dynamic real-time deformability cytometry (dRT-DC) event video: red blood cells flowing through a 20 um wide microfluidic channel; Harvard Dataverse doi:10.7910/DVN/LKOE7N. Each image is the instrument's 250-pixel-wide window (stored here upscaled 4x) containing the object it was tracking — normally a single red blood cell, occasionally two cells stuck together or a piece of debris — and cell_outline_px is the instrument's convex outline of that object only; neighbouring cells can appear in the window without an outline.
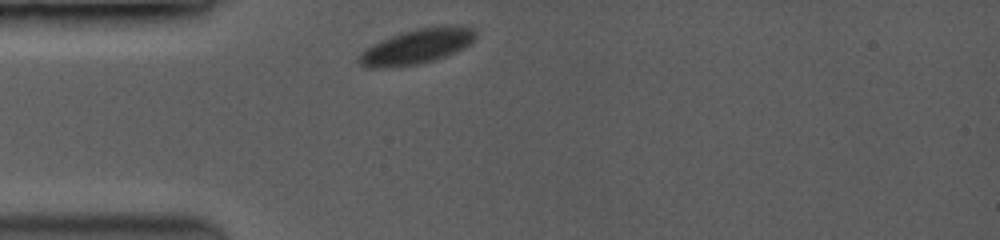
{"species": "common noctule bat (a hibernating species)", "species_latin": "Nyctalus noctula", "temperature_condition": "room temperature", "stored_images_in_passage": 49, "camera_frame_rate_fps": 3500, "um_per_image_px": 0.085, "animal": {"sex": "female", "body_mass_g": 19.0, "forearm_length_mm": 53.3}, "frame": {"image": 1, "passage_image": 1, "time_ms": 0.0, "image_size_px": [1000, 240], "cell_outline_px": [[476, 36], [464, 48], [444, 56], [432, 60], [416, 64], [372, 68], [364, 68], [360, 64], [360, 52], [372, 44], [380, 40], [400, 32], [416, 28], [440, 24], [460, 24], [476, 28]], "centroid_in_image_um": [35.47, 3.88], "position_along_channel_um": 49.5, "area_um2": 23.93}}
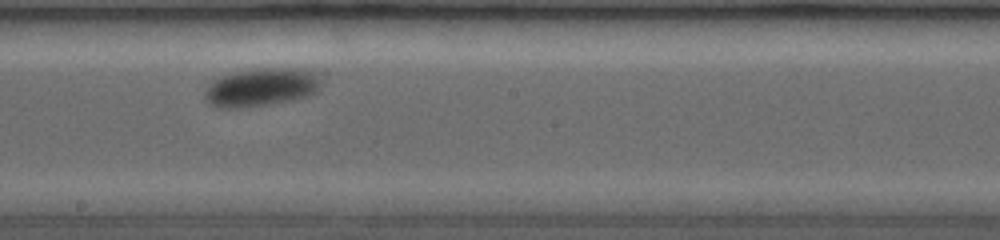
{"frame": {"image": 2, "passage_image": 29, "time_ms": 5.143, "image_size_px": [1000, 240], "cell_outline_px": [[320, 84], [312, 92], [300, 96], [260, 104], [216, 104], [208, 100], [204, 92], [212, 80], [220, 76], [236, 72], [260, 68], [304, 68], [312, 72], [320, 80]], "centroid_in_image_um": [22.22, 7.3], "position_along_channel_um": 226.0, "area_um2": 23.64}}
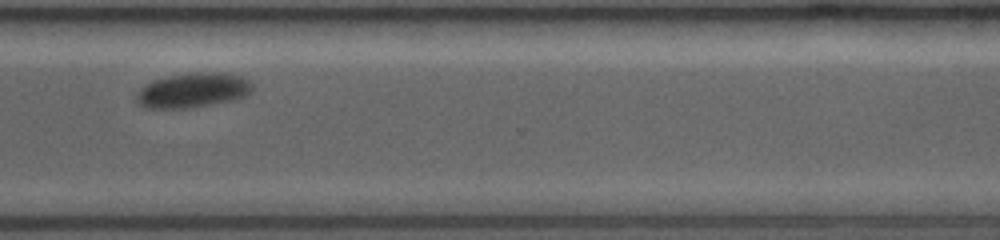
{"frame": {"image": 3, "passage_image": 48, "time_ms": 8.571, "image_size_px": [1000, 240], "cell_outline_px": [[252, 88], [244, 96], [232, 100], [192, 108], [144, 108], [136, 100], [136, 96], [148, 84], [156, 80], [172, 76], [236, 76], [248, 80], [252, 84]], "centroid_in_image_um": [16.35, 7.77], "position_along_channel_um": 354.3, "area_um2": 21.5}}